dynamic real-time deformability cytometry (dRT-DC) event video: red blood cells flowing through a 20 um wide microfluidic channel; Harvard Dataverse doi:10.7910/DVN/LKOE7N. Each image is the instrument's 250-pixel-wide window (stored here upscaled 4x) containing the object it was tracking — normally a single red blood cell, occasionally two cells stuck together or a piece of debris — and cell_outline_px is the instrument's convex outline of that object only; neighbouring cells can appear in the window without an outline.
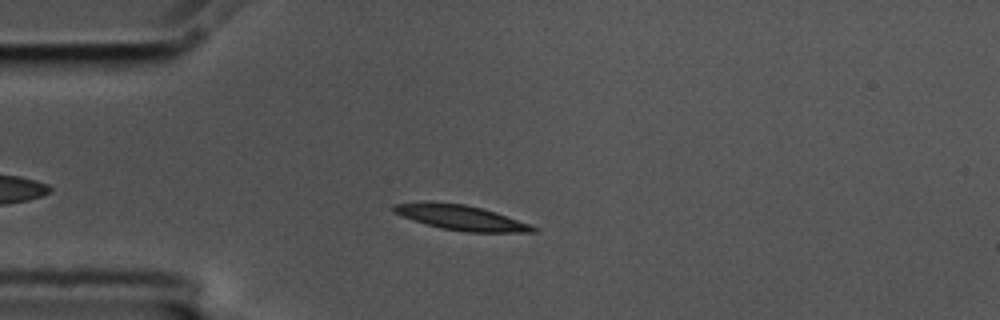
{"species": "common noctule bat (a hibernating species)", "species_latin": "Nyctalus noctula", "temperature_condition": "cold", "stored_images_in_passage": 42, "camera_frame_rate_fps": 3000, "um_per_image_px": 0.085, "animal": {"sex": "male", "body_mass_g": 17.5, "forearm_length_mm": 52.3}, "frame": {"image": 1, "passage_image": 10, "time_ms": 3.0, "image_size_px": [1000, 320], "cell_outline_px": [[536, 232], [464, 232], [440, 228], [412, 220], [392, 212], [392, 204], [464, 204], [496, 212], [528, 224], [536, 228]], "centroid_in_image_um": [39.21, 18.54], "position_along_channel_um": 45.8, "area_um2": 19.42}}
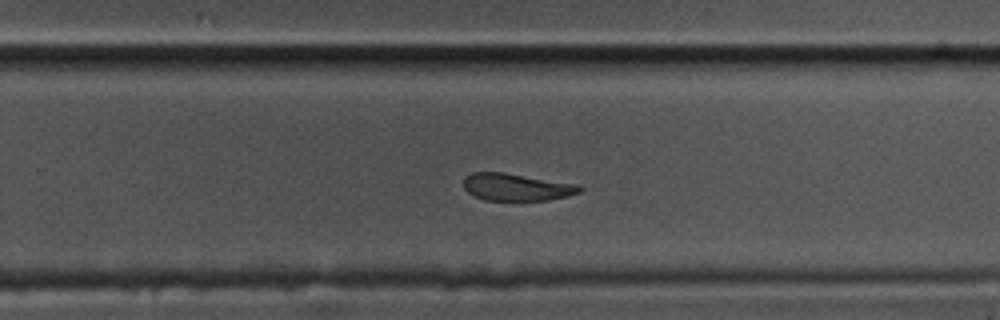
{"frame": {"image": 2, "passage_image": 32, "time_ms": 10.333, "image_size_px": [1000, 320], "cell_outline_px": [[584, 188], [580, 192], [568, 196], [548, 200], [484, 200], [468, 192], [464, 188], [464, 176], [472, 172], [504, 172], [576, 184]], "centroid_in_image_um": [43.89, 15.9], "position_along_channel_um": 285.9, "area_um2": 18.38}}
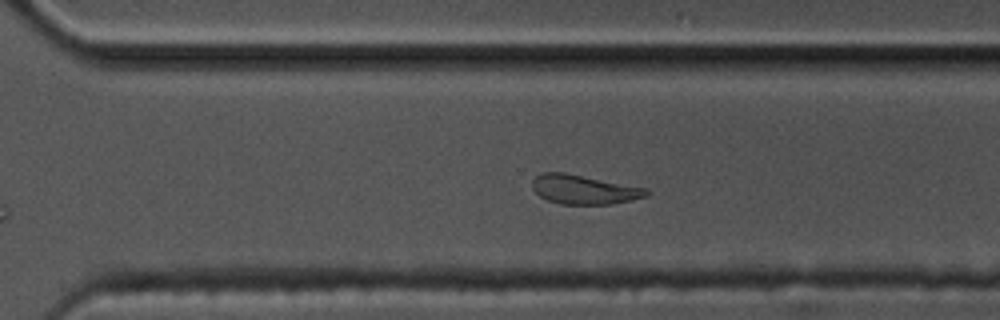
{"frame": {"image": 3, "passage_image": 35, "time_ms": 11.333, "image_size_px": [1000, 320], "cell_outline_px": [[648, 196], [632, 200], [612, 204], [560, 204], [548, 200], [540, 196], [532, 188], [532, 180], [540, 172], [564, 172], [648, 188]], "centroid_in_image_um": [49.64, 16.1], "position_along_channel_um": 321.0, "area_um2": 19.54}, "authors_computed_cell_mechanics": {"area_um2": 19.7965, "velocity_mm_per_s": 3.5025, "shape_relaxation_time_tau1_ms": 4.3682, "shape_relaxation_time_tau2_ms": 2.982, "deformation_change_tau1": 0.1253, "deformation_change_tau2": 0.0959}}